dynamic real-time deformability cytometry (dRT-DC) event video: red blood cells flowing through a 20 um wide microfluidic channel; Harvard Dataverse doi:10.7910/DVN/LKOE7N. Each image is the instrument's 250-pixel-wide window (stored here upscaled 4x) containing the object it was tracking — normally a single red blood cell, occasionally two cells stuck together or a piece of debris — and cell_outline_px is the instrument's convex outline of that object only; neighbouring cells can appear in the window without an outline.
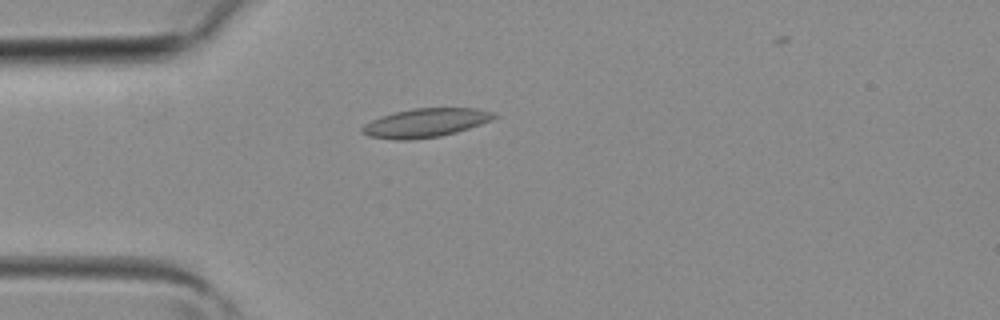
{"species": "common noctule bat (a hibernating species)", "species_latin": "Nyctalus noctula", "temperature_condition": "room temperature", "stored_images_in_passage": 2, "camera_frame_rate_fps": 3000, "um_per_image_px": 0.085, "animal": {"sex": "female", "body_mass_g": 19.3, "forearm_length_mm": 54.1}, "frame": {"image": 1, "passage_image": 1, "time_ms": 0.0, "image_size_px": [1000, 320], "cell_outline_px": [[496, 116], [492, 120], [456, 132], [440, 136], [408, 140], [396, 140], [368, 136], [360, 132], [360, 128], [364, 124], [380, 116], [412, 108], [476, 108], [492, 112]], "centroid_in_image_um": [36.12, 10.44], "position_along_channel_um": 48.9, "area_um2": 22.02}}